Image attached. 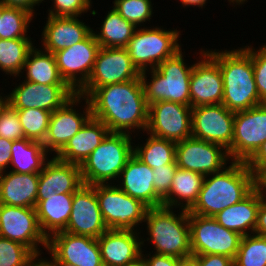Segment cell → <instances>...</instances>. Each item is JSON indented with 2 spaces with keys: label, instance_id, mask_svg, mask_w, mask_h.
Segmentation results:
<instances>
[{
  "label": "cell",
  "instance_id": "6da1fadb",
  "mask_svg": "<svg viewBox=\"0 0 266 266\" xmlns=\"http://www.w3.org/2000/svg\"><path fill=\"white\" fill-rule=\"evenodd\" d=\"M92 117L102 121L109 132L146 131L149 105L140 76L124 83L94 89L87 97Z\"/></svg>",
  "mask_w": 266,
  "mask_h": 266
},
{
  "label": "cell",
  "instance_id": "7a4b0ae2",
  "mask_svg": "<svg viewBox=\"0 0 266 266\" xmlns=\"http://www.w3.org/2000/svg\"><path fill=\"white\" fill-rule=\"evenodd\" d=\"M228 167L205 176L198 199L188 214L213 217L255 189V177L243 161H231Z\"/></svg>",
  "mask_w": 266,
  "mask_h": 266
},
{
  "label": "cell",
  "instance_id": "3957f363",
  "mask_svg": "<svg viewBox=\"0 0 266 266\" xmlns=\"http://www.w3.org/2000/svg\"><path fill=\"white\" fill-rule=\"evenodd\" d=\"M207 52L218 62L222 73V104L234 113L259 105L260 97L254 80L252 56L243 47L231 51Z\"/></svg>",
  "mask_w": 266,
  "mask_h": 266
},
{
  "label": "cell",
  "instance_id": "277c9868",
  "mask_svg": "<svg viewBox=\"0 0 266 266\" xmlns=\"http://www.w3.org/2000/svg\"><path fill=\"white\" fill-rule=\"evenodd\" d=\"M175 214L173 208H148L145 220L149 237L154 245V253L186 258L192 256L190 244L189 214L181 209ZM178 215V216H177Z\"/></svg>",
  "mask_w": 266,
  "mask_h": 266
},
{
  "label": "cell",
  "instance_id": "5b68a950",
  "mask_svg": "<svg viewBox=\"0 0 266 266\" xmlns=\"http://www.w3.org/2000/svg\"><path fill=\"white\" fill-rule=\"evenodd\" d=\"M182 54L183 52L179 50L155 69H150L152 73L150 82L147 80V72H140L148 105L158 101L190 105V78L194 64L188 67Z\"/></svg>",
  "mask_w": 266,
  "mask_h": 266
},
{
  "label": "cell",
  "instance_id": "8992f818",
  "mask_svg": "<svg viewBox=\"0 0 266 266\" xmlns=\"http://www.w3.org/2000/svg\"><path fill=\"white\" fill-rule=\"evenodd\" d=\"M131 134L109 132L100 145L80 165L83 184L114 181L134 154Z\"/></svg>",
  "mask_w": 266,
  "mask_h": 266
},
{
  "label": "cell",
  "instance_id": "52a82bcc",
  "mask_svg": "<svg viewBox=\"0 0 266 266\" xmlns=\"http://www.w3.org/2000/svg\"><path fill=\"white\" fill-rule=\"evenodd\" d=\"M179 32L177 28L165 30L157 26L151 29L137 28L126 47L132 64L139 72L155 69L181 50V44L178 43L181 35Z\"/></svg>",
  "mask_w": 266,
  "mask_h": 266
},
{
  "label": "cell",
  "instance_id": "ba28073f",
  "mask_svg": "<svg viewBox=\"0 0 266 266\" xmlns=\"http://www.w3.org/2000/svg\"><path fill=\"white\" fill-rule=\"evenodd\" d=\"M111 183L95 185L96 197L106 226L111 230L139 231L135 228L144 222L148 207Z\"/></svg>",
  "mask_w": 266,
  "mask_h": 266
},
{
  "label": "cell",
  "instance_id": "9c48e42d",
  "mask_svg": "<svg viewBox=\"0 0 266 266\" xmlns=\"http://www.w3.org/2000/svg\"><path fill=\"white\" fill-rule=\"evenodd\" d=\"M192 255L219 254L233 260L242 236L220 225L213 217L189 214Z\"/></svg>",
  "mask_w": 266,
  "mask_h": 266
},
{
  "label": "cell",
  "instance_id": "30bf717a",
  "mask_svg": "<svg viewBox=\"0 0 266 266\" xmlns=\"http://www.w3.org/2000/svg\"><path fill=\"white\" fill-rule=\"evenodd\" d=\"M139 76L126 48L100 47L92 73L77 94L87 97L96 88L124 83Z\"/></svg>",
  "mask_w": 266,
  "mask_h": 266
},
{
  "label": "cell",
  "instance_id": "8fae6325",
  "mask_svg": "<svg viewBox=\"0 0 266 266\" xmlns=\"http://www.w3.org/2000/svg\"><path fill=\"white\" fill-rule=\"evenodd\" d=\"M146 132L176 143L192 137V107L169 101L150 104Z\"/></svg>",
  "mask_w": 266,
  "mask_h": 266
},
{
  "label": "cell",
  "instance_id": "7c38bea8",
  "mask_svg": "<svg viewBox=\"0 0 266 266\" xmlns=\"http://www.w3.org/2000/svg\"><path fill=\"white\" fill-rule=\"evenodd\" d=\"M266 140V103L235 112L231 161L246 162Z\"/></svg>",
  "mask_w": 266,
  "mask_h": 266
},
{
  "label": "cell",
  "instance_id": "4fadbf2b",
  "mask_svg": "<svg viewBox=\"0 0 266 266\" xmlns=\"http://www.w3.org/2000/svg\"><path fill=\"white\" fill-rule=\"evenodd\" d=\"M0 237L27 246L35 255L41 244L47 249L48 238L41 231L35 208L0 204Z\"/></svg>",
  "mask_w": 266,
  "mask_h": 266
},
{
  "label": "cell",
  "instance_id": "5bb4252c",
  "mask_svg": "<svg viewBox=\"0 0 266 266\" xmlns=\"http://www.w3.org/2000/svg\"><path fill=\"white\" fill-rule=\"evenodd\" d=\"M99 48L92 31L83 41L53 53L61 78L75 93L87 83Z\"/></svg>",
  "mask_w": 266,
  "mask_h": 266
},
{
  "label": "cell",
  "instance_id": "9a60e30c",
  "mask_svg": "<svg viewBox=\"0 0 266 266\" xmlns=\"http://www.w3.org/2000/svg\"><path fill=\"white\" fill-rule=\"evenodd\" d=\"M229 158L228 150L217 143L193 137L176 143L177 167L204 176L223 170Z\"/></svg>",
  "mask_w": 266,
  "mask_h": 266
},
{
  "label": "cell",
  "instance_id": "2e32d148",
  "mask_svg": "<svg viewBox=\"0 0 266 266\" xmlns=\"http://www.w3.org/2000/svg\"><path fill=\"white\" fill-rule=\"evenodd\" d=\"M81 98L85 100L87 105L84 107V114L73 108L81 103ZM91 117L92 113L88 99L76 93L61 108L52 112L47 134L42 142L43 146L49 153L54 152L57 155Z\"/></svg>",
  "mask_w": 266,
  "mask_h": 266
},
{
  "label": "cell",
  "instance_id": "e0dca14e",
  "mask_svg": "<svg viewBox=\"0 0 266 266\" xmlns=\"http://www.w3.org/2000/svg\"><path fill=\"white\" fill-rule=\"evenodd\" d=\"M235 113L223 104L192 108V137L228 149L232 145Z\"/></svg>",
  "mask_w": 266,
  "mask_h": 266
},
{
  "label": "cell",
  "instance_id": "ac0fdd59",
  "mask_svg": "<svg viewBox=\"0 0 266 266\" xmlns=\"http://www.w3.org/2000/svg\"><path fill=\"white\" fill-rule=\"evenodd\" d=\"M23 81L6 95V103L14 109L39 108L54 112L76 94L68 85H41Z\"/></svg>",
  "mask_w": 266,
  "mask_h": 266
},
{
  "label": "cell",
  "instance_id": "d6986e66",
  "mask_svg": "<svg viewBox=\"0 0 266 266\" xmlns=\"http://www.w3.org/2000/svg\"><path fill=\"white\" fill-rule=\"evenodd\" d=\"M107 230L96 197L95 185L83 184L74 192L72 211L63 231L98 238Z\"/></svg>",
  "mask_w": 266,
  "mask_h": 266
},
{
  "label": "cell",
  "instance_id": "ffe728a7",
  "mask_svg": "<svg viewBox=\"0 0 266 266\" xmlns=\"http://www.w3.org/2000/svg\"><path fill=\"white\" fill-rule=\"evenodd\" d=\"M49 254L75 266H103L97 238L59 231L48 238Z\"/></svg>",
  "mask_w": 266,
  "mask_h": 266
},
{
  "label": "cell",
  "instance_id": "44dd1931",
  "mask_svg": "<svg viewBox=\"0 0 266 266\" xmlns=\"http://www.w3.org/2000/svg\"><path fill=\"white\" fill-rule=\"evenodd\" d=\"M201 61L194 63L190 78V106L222 104L223 77L218 62L201 49Z\"/></svg>",
  "mask_w": 266,
  "mask_h": 266
},
{
  "label": "cell",
  "instance_id": "7402d4cb",
  "mask_svg": "<svg viewBox=\"0 0 266 266\" xmlns=\"http://www.w3.org/2000/svg\"><path fill=\"white\" fill-rule=\"evenodd\" d=\"M82 185L80 165L63 162L54 156L39 173L37 204L52 194H74Z\"/></svg>",
  "mask_w": 266,
  "mask_h": 266
},
{
  "label": "cell",
  "instance_id": "603a6c76",
  "mask_svg": "<svg viewBox=\"0 0 266 266\" xmlns=\"http://www.w3.org/2000/svg\"><path fill=\"white\" fill-rule=\"evenodd\" d=\"M139 231L111 230L101 234L97 241L103 266H124L142 256L143 239ZM141 239V240H140Z\"/></svg>",
  "mask_w": 266,
  "mask_h": 266
},
{
  "label": "cell",
  "instance_id": "cb8c5ba5",
  "mask_svg": "<svg viewBox=\"0 0 266 266\" xmlns=\"http://www.w3.org/2000/svg\"><path fill=\"white\" fill-rule=\"evenodd\" d=\"M117 185L123 192L140 200L148 208L162 206V198L154 189V172L147 164L139 160L134 154L128 159L126 166L119 174Z\"/></svg>",
  "mask_w": 266,
  "mask_h": 266
},
{
  "label": "cell",
  "instance_id": "d4e9b609",
  "mask_svg": "<svg viewBox=\"0 0 266 266\" xmlns=\"http://www.w3.org/2000/svg\"><path fill=\"white\" fill-rule=\"evenodd\" d=\"M42 31L43 50L51 53L66 49L83 41L92 29L77 16H48Z\"/></svg>",
  "mask_w": 266,
  "mask_h": 266
},
{
  "label": "cell",
  "instance_id": "484cf974",
  "mask_svg": "<svg viewBox=\"0 0 266 266\" xmlns=\"http://www.w3.org/2000/svg\"><path fill=\"white\" fill-rule=\"evenodd\" d=\"M108 133V127L102 121L91 117L54 156L63 162L81 165Z\"/></svg>",
  "mask_w": 266,
  "mask_h": 266
},
{
  "label": "cell",
  "instance_id": "4316f807",
  "mask_svg": "<svg viewBox=\"0 0 266 266\" xmlns=\"http://www.w3.org/2000/svg\"><path fill=\"white\" fill-rule=\"evenodd\" d=\"M5 172L0 173V204L35 208L39 173Z\"/></svg>",
  "mask_w": 266,
  "mask_h": 266
},
{
  "label": "cell",
  "instance_id": "83f0119b",
  "mask_svg": "<svg viewBox=\"0 0 266 266\" xmlns=\"http://www.w3.org/2000/svg\"><path fill=\"white\" fill-rule=\"evenodd\" d=\"M260 202L261 195L254 189L243 200L227 207L213 218L223 227L240 234L242 237L250 232L253 234Z\"/></svg>",
  "mask_w": 266,
  "mask_h": 266
},
{
  "label": "cell",
  "instance_id": "f1b7e54d",
  "mask_svg": "<svg viewBox=\"0 0 266 266\" xmlns=\"http://www.w3.org/2000/svg\"><path fill=\"white\" fill-rule=\"evenodd\" d=\"M73 196L74 194H52L36 205L38 222L47 238L66 228L72 211Z\"/></svg>",
  "mask_w": 266,
  "mask_h": 266
},
{
  "label": "cell",
  "instance_id": "f546056e",
  "mask_svg": "<svg viewBox=\"0 0 266 266\" xmlns=\"http://www.w3.org/2000/svg\"><path fill=\"white\" fill-rule=\"evenodd\" d=\"M204 178L202 174L177 168L169 193L162 199V206L189 211L198 199Z\"/></svg>",
  "mask_w": 266,
  "mask_h": 266
},
{
  "label": "cell",
  "instance_id": "4dcf8cb0",
  "mask_svg": "<svg viewBox=\"0 0 266 266\" xmlns=\"http://www.w3.org/2000/svg\"><path fill=\"white\" fill-rule=\"evenodd\" d=\"M48 151L41 141L28 138L13 141L11 147L12 170L22 174L40 173L49 160L46 156Z\"/></svg>",
  "mask_w": 266,
  "mask_h": 266
},
{
  "label": "cell",
  "instance_id": "1f68e13d",
  "mask_svg": "<svg viewBox=\"0 0 266 266\" xmlns=\"http://www.w3.org/2000/svg\"><path fill=\"white\" fill-rule=\"evenodd\" d=\"M25 80L41 85H67L61 78L53 53L33 47L26 58Z\"/></svg>",
  "mask_w": 266,
  "mask_h": 266
},
{
  "label": "cell",
  "instance_id": "d6a6232c",
  "mask_svg": "<svg viewBox=\"0 0 266 266\" xmlns=\"http://www.w3.org/2000/svg\"><path fill=\"white\" fill-rule=\"evenodd\" d=\"M102 23L100 32L92 30L100 47L126 48L137 29L114 8L108 11Z\"/></svg>",
  "mask_w": 266,
  "mask_h": 266
},
{
  "label": "cell",
  "instance_id": "836d02e7",
  "mask_svg": "<svg viewBox=\"0 0 266 266\" xmlns=\"http://www.w3.org/2000/svg\"><path fill=\"white\" fill-rule=\"evenodd\" d=\"M139 146H134V155L152 169L176 164V142L150 135L144 146Z\"/></svg>",
  "mask_w": 266,
  "mask_h": 266
},
{
  "label": "cell",
  "instance_id": "e575fe53",
  "mask_svg": "<svg viewBox=\"0 0 266 266\" xmlns=\"http://www.w3.org/2000/svg\"><path fill=\"white\" fill-rule=\"evenodd\" d=\"M34 47L30 38L0 39V70L17 77L23 73L29 51Z\"/></svg>",
  "mask_w": 266,
  "mask_h": 266
},
{
  "label": "cell",
  "instance_id": "d590c367",
  "mask_svg": "<svg viewBox=\"0 0 266 266\" xmlns=\"http://www.w3.org/2000/svg\"><path fill=\"white\" fill-rule=\"evenodd\" d=\"M33 13L20 7H6L2 4L0 18V39L30 38L27 30L32 21Z\"/></svg>",
  "mask_w": 266,
  "mask_h": 266
},
{
  "label": "cell",
  "instance_id": "8d00e7d4",
  "mask_svg": "<svg viewBox=\"0 0 266 266\" xmlns=\"http://www.w3.org/2000/svg\"><path fill=\"white\" fill-rule=\"evenodd\" d=\"M234 266H266V237L253 233L241 238Z\"/></svg>",
  "mask_w": 266,
  "mask_h": 266
},
{
  "label": "cell",
  "instance_id": "74e56055",
  "mask_svg": "<svg viewBox=\"0 0 266 266\" xmlns=\"http://www.w3.org/2000/svg\"><path fill=\"white\" fill-rule=\"evenodd\" d=\"M25 138L43 142L52 112L39 108L16 109Z\"/></svg>",
  "mask_w": 266,
  "mask_h": 266
},
{
  "label": "cell",
  "instance_id": "f35d334b",
  "mask_svg": "<svg viewBox=\"0 0 266 266\" xmlns=\"http://www.w3.org/2000/svg\"><path fill=\"white\" fill-rule=\"evenodd\" d=\"M113 4L112 8L136 27L152 18L151 0H115Z\"/></svg>",
  "mask_w": 266,
  "mask_h": 266
},
{
  "label": "cell",
  "instance_id": "ab89813d",
  "mask_svg": "<svg viewBox=\"0 0 266 266\" xmlns=\"http://www.w3.org/2000/svg\"><path fill=\"white\" fill-rule=\"evenodd\" d=\"M35 254L27 247L0 237V266H23Z\"/></svg>",
  "mask_w": 266,
  "mask_h": 266
},
{
  "label": "cell",
  "instance_id": "60d3db41",
  "mask_svg": "<svg viewBox=\"0 0 266 266\" xmlns=\"http://www.w3.org/2000/svg\"><path fill=\"white\" fill-rule=\"evenodd\" d=\"M0 137L12 141L25 138L17 110L6 103L0 110Z\"/></svg>",
  "mask_w": 266,
  "mask_h": 266
},
{
  "label": "cell",
  "instance_id": "b9f144b4",
  "mask_svg": "<svg viewBox=\"0 0 266 266\" xmlns=\"http://www.w3.org/2000/svg\"><path fill=\"white\" fill-rule=\"evenodd\" d=\"M251 56L254 80L260 97V104L266 103V45L255 50L254 47H243Z\"/></svg>",
  "mask_w": 266,
  "mask_h": 266
},
{
  "label": "cell",
  "instance_id": "7bdbcfd3",
  "mask_svg": "<svg viewBox=\"0 0 266 266\" xmlns=\"http://www.w3.org/2000/svg\"><path fill=\"white\" fill-rule=\"evenodd\" d=\"M53 9L48 10V16L65 17L87 13L91 8V0H53Z\"/></svg>",
  "mask_w": 266,
  "mask_h": 266
},
{
  "label": "cell",
  "instance_id": "ee69618b",
  "mask_svg": "<svg viewBox=\"0 0 266 266\" xmlns=\"http://www.w3.org/2000/svg\"><path fill=\"white\" fill-rule=\"evenodd\" d=\"M177 168L176 164H167L165 167H156L153 169L154 189L162 199L169 193L174 173Z\"/></svg>",
  "mask_w": 266,
  "mask_h": 266
},
{
  "label": "cell",
  "instance_id": "f6af8a7d",
  "mask_svg": "<svg viewBox=\"0 0 266 266\" xmlns=\"http://www.w3.org/2000/svg\"><path fill=\"white\" fill-rule=\"evenodd\" d=\"M245 163L254 177L266 169V140Z\"/></svg>",
  "mask_w": 266,
  "mask_h": 266
},
{
  "label": "cell",
  "instance_id": "bcb514c9",
  "mask_svg": "<svg viewBox=\"0 0 266 266\" xmlns=\"http://www.w3.org/2000/svg\"><path fill=\"white\" fill-rule=\"evenodd\" d=\"M198 266H234L233 259L219 254L192 255Z\"/></svg>",
  "mask_w": 266,
  "mask_h": 266
},
{
  "label": "cell",
  "instance_id": "7dc6e473",
  "mask_svg": "<svg viewBox=\"0 0 266 266\" xmlns=\"http://www.w3.org/2000/svg\"><path fill=\"white\" fill-rule=\"evenodd\" d=\"M144 255L146 254H142V256L147 266H177V262L180 259L157 253L152 256L150 254H148L149 256L146 255L148 258L146 256L144 257Z\"/></svg>",
  "mask_w": 266,
  "mask_h": 266
},
{
  "label": "cell",
  "instance_id": "c3c4849f",
  "mask_svg": "<svg viewBox=\"0 0 266 266\" xmlns=\"http://www.w3.org/2000/svg\"><path fill=\"white\" fill-rule=\"evenodd\" d=\"M13 141L0 137V173L10 165Z\"/></svg>",
  "mask_w": 266,
  "mask_h": 266
},
{
  "label": "cell",
  "instance_id": "681fc988",
  "mask_svg": "<svg viewBox=\"0 0 266 266\" xmlns=\"http://www.w3.org/2000/svg\"><path fill=\"white\" fill-rule=\"evenodd\" d=\"M254 234L266 237V199L261 197Z\"/></svg>",
  "mask_w": 266,
  "mask_h": 266
},
{
  "label": "cell",
  "instance_id": "f907efd6",
  "mask_svg": "<svg viewBox=\"0 0 266 266\" xmlns=\"http://www.w3.org/2000/svg\"><path fill=\"white\" fill-rule=\"evenodd\" d=\"M44 0H0V3L5 5L6 7H20L30 11L35 14V6L42 3Z\"/></svg>",
  "mask_w": 266,
  "mask_h": 266
},
{
  "label": "cell",
  "instance_id": "816d5d0a",
  "mask_svg": "<svg viewBox=\"0 0 266 266\" xmlns=\"http://www.w3.org/2000/svg\"><path fill=\"white\" fill-rule=\"evenodd\" d=\"M255 189L259 192L262 198L266 199V169L262 170L255 177Z\"/></svg>",
  "mask_w": 266,
  "mask_h": 266
},
{
  "label": "cell",
  "instance_id": "f5cc1de1",
  "mask_svg": "<svg viewBox=\"0 0 266 266\" xmlns=\"http://www.w3.org/2000/svg\"><path fill=\"white\" fill-rule=\"evenodd\" d=\"M39 256H41V254H36L23 266H50L48 259H40Z\"/></svg>",
  "mask_w": 266,
  "mask_h": 266
},
{
  "label": "cell",
  "instance_id": "db71d44e",
  "mask_svg": "<svg viewBox=\"0 0 266 266\" xmlns=\"http://www.w3.org/2000/svg\"><path fill=\"white\" fill-rule=\"evenodd\" d=\"M177 266H198V263L193 256H189L186 258H180L177 262Z\"/></svg>",
  "mask_w": 266,
  "mask_h": 266
},
{
  "label": "cell",
  "instance_id": "11a10c76",
  "mask_svg": "<svg viewBox=\"0 0 266 266\" xmlns=\"http://www.w3.org/2000/svg\"><path fill=\"white\" fill-rule=\"evenodd\" d=\"M207 0H181L182 6L188 7V6H198L203 7L205 6Z\"/></svg>",
  "mask_w": 266,
  "mask_h": 266
},
{
  "label": "cell",
  "instance_id": "9f6ffc18",
  "mask_svg": "<svg viewBox=\"0 0 266 266\" xmlns=\"http://www.w3.org/2000/svg\"><path fill=\"white\" fill-rule=\"evenodd\" d=\"M51 259L49 260V264L50 266H75V265H71L65 262H61L59 261L52 253H51Z\"/></svg>",
  "mask_w": 266,
  "mask_h": 266
},
{
  "label": "cell",
  "instance_id": "6f0895ef",
  "mask_svg": "<svg viewBox=\"0 0 266 266\" xmlns=\"http://www.w3.org/2000/svg\"><path fill=\"white\" fill-rule=\"evenodd\" d=\"M124 266H147L145 260L143 259V256L138 258L137 260L133 261L132 263H128Z\"/></svg>",
  "mask_w": 266,
  "mask_h": 266
},
{
  "label": "cell",
  "instance_id": "680465c9",
  "mask_svg": "<svg viewBox=\"0 0 266 266\" xmlns=\"http://www.w3.org/2000/svg\"><path fill=\"white\" fill-rule=\"evenodd\" d=\"M231 3H237L236 5H240V4H244V2H246L247 0H228Z\"/></svg>",
  "mask_w": 266,
  "mask_h": 266
},
{
  "label": "cell",
  "instance_id": "91938a15",
  "mask_svg": "<svg viewBox=\"0 0 266 266\" xmlns=\"http://www.w3.org/2000/svg\"><path fill=\"white\" fill-rule=\"evenodd\" d=\"M6 104V96L2 97L0 95V110Z\"/></svg>",
  "mask_w": 266,
  "mask_h": 266
},
{
  "label": "cell",
  "instance_id": "94428289",
  "mask_svg": "<svg viewBox=\"0 0 266 266\" xmlns=\"http://www.w3.org/2000/svg\"><path fill=\"white\" fill-rule=\"evenodd\" d=\"M2 17V3H0V18Z\"/></svg>",
  "mask_w": 266,
  "mask_h": 266
}]
</instances>
